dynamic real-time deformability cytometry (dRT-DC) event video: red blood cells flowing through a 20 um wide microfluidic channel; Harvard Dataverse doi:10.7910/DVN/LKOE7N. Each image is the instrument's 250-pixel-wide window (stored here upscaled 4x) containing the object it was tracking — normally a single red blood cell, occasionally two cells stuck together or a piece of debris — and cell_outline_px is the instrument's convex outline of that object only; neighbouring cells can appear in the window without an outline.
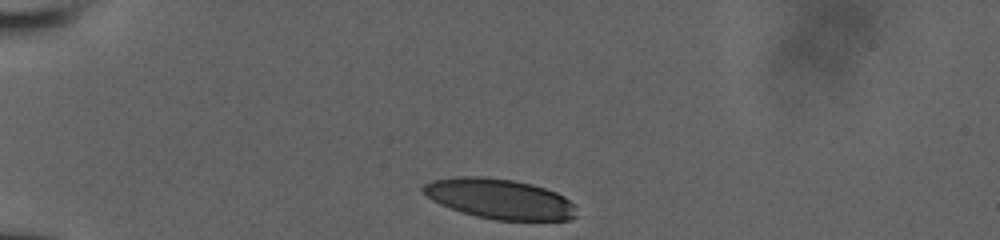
{"species": "human", "species_latin": "Homo sapiens", "temperature_condition": "room temperature", "stored_images_in_passage": 34, "camera_frame_rate_fps": 3000, "um_per_image_px": 0.085, "donor": {"sex": "male"}, "frame": {"image": 1, "passage_image": 1, "time_ms": 0.0, "image_size_px": [1000, 240], "cell_outline_px": [[576, 216], [568, 220], [496, 220], [476, 216], [440, 204], [432, 200], [420, 188], [424, 184], [432, 180], [460, 176], [480, 176], [512, 180], [532, 184], [556, 192], [564, 196], [572, 204]], "centroid_in_image_um": [42.44, 16.89], "position_along_channel_um": 42.6, "area_um2": 35.43}}
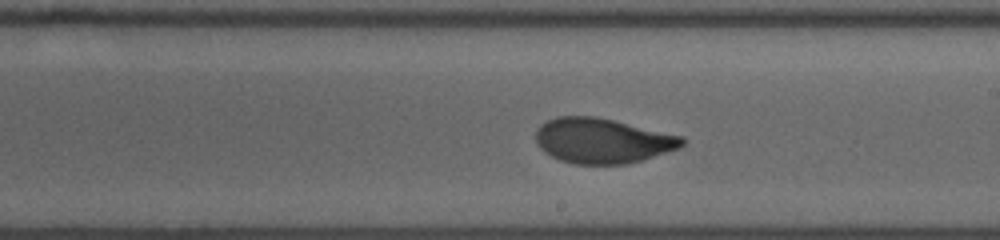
{"frame": {"image": 2, "passage_image": 20, "time_ms": 6.333, "image_size_px": [1000, 240], "cell_outline_px": [[688, 140], [680, 148], [628, 164], [572, 164], [560, 160], [544, 152], [536, 144], [536, 128], [540, 124], [556, 116], [596, 116], [684, 136]], "centroid_in_image_um": [51.21, 11.95], "position_along_channel_um": 237.8, "area_um2": 38.78}}
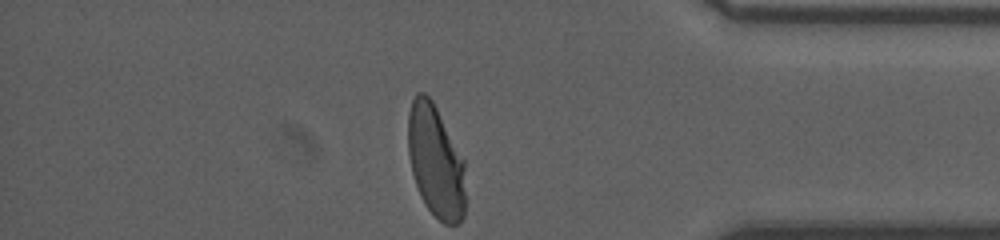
{"frame": {"image": 3, "passage_image": 34, "time_ms": 11.0, "image_size_px": [1000, 240], "cell_outline_px": [[464, 216], [456, 224], [444, 224], [424, 204], [420, 196], [412, 172], [408, 152], [408, 112], [412, 100], [416, 92], [424, 92], [432, 100], [464, 160]], "centroid_in_image_um": [37.01, 13.7], "position_along_channel_um": 398.2, "area_um2": 37.4}, "authors_computed_cell_mechanics": {"area_um2": 38.5526, "velocity_mm_per_s": 3.8754, "shape_relaxation_time_tau1_ms": 5.2911, "shape_relaxation_time_tau2_ms": 0.9275, "deformation_change_tau1": 0.1859, "deformation_change_tau2": 0.0611}}